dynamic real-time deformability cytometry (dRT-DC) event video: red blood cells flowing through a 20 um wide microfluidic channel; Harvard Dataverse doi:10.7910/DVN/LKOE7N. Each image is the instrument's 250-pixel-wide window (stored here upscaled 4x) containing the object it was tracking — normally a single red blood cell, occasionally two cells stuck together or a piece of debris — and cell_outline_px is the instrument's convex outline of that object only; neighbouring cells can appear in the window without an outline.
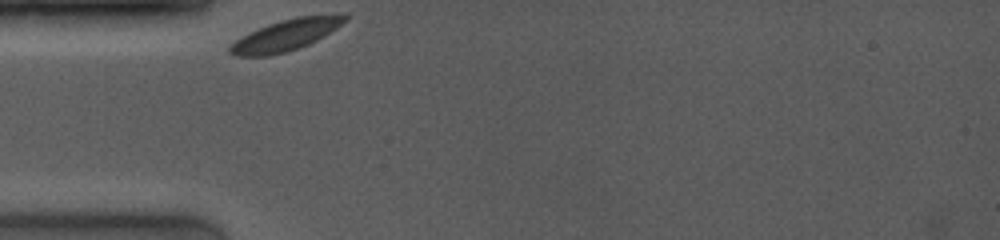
{"species": "common noctule bat (a hibernating species)", "species_latin": "Nyctalus noctula", "temperature_condition": "room temperature", "stored_images_in_passage": 15, "segment_of_instrument_passage": [1, 2], "camera_frame_rate_fps": 4000, "um_per_image_px": 0.085, "animal": {"sex": "female", "body_mass_g": 19.0, "forearm_length_mm": 53.3}, "frame": {"image": 1, "passage_image": 1, "time_ms": 0.0, "image_size_px": [1000, 240], "cell_outline_px": [[348, 20], [336, 28], [316, 40], [308, 44], [284, 52], [268, 56], [236, 56], [228, 52], [228, 48], [236, 40], [268, 24], [280, 20], [296, 16], [344, 12], [348, 12]], "centroid_in_image_um": [24.39, 2.94], "position_along_channel_um": 60.6, "area_um2": 20.92}}
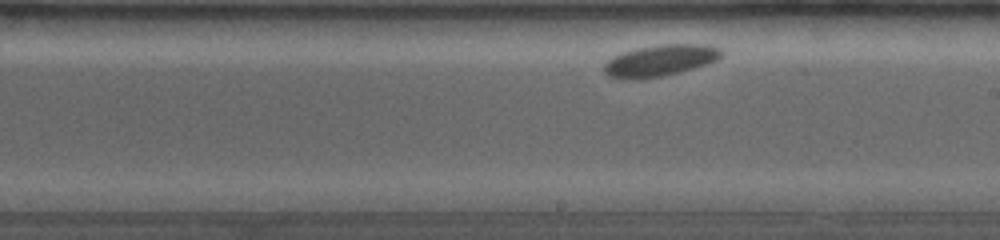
{"frame": {"image": 2, "passage_image": 13, "time_ms": 5.0, "image_size_px": [1000, 240], "cell_outline_px": [[724, 56], [708, 64], [680, 72], [660, 76], [636, 80], [608, 76], [604, 72], [604, 64], [612, 56], [620, 52], [636, 48], [660, 44], [708, 44], [720, 48], [724, 52]], "centroid_in_image_um": [56.14, 5.13], "position_along_channel_um": 232.9, "area_um2": 21.79}}